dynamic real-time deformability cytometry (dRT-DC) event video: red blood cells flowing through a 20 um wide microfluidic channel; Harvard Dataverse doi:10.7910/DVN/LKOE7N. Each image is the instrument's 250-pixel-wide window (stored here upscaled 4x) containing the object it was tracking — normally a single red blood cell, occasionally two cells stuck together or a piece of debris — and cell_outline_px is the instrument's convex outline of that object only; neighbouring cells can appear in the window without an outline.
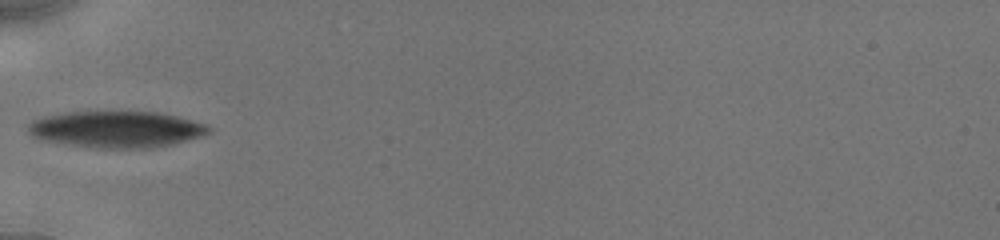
{"species": "human", "species_latin": "Homo sapiens", "temperature_condition": "cold", "stored_images_in_passage": 42, "camera_frame_rate_fps": 3000, "um_per_image_px": 0.085, "donor": {"sex": "male"}, "frame": {"image": 1, "passage_image": 1, "time_ms": 0.0, "image_size_px": [1000, 240], "cell_outline_px": [[212, 132], [200, 136], [172, 144], [152, 148], [96, 148], [48, 140], [36, 136], [28, 132], [24, 124], [40, 116], [64, 112], [156, 112], [176, 116], [204, 124], [212, 128]], "centroid_in_image_um": [9.87, 10.98], "position_along_channel_um": 75.1, "area_um2": 38.15}}
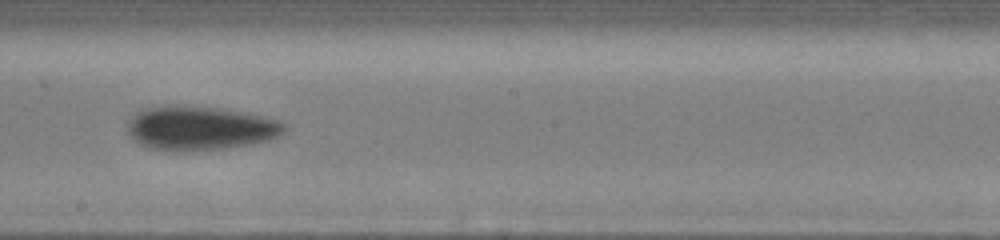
{"frame": {"image": 2, "passage_image": 25, "time_ms": 4.0, "image_size_px": [1000, 240], "cell_outline_px": [[288, 128], [280, 136], [268, 140], [252, 144], [224, 148], [180, 152], [152, 148], [140, 144], [128, 132], [128, 120], [136, 112], [144, 108], [176, 104], [184, 104], [220, 108], [248, 112], [280, 120]], "centroid_in_image_um": [17.04, 10.87], "position_along_channel_um": 231.2, "area_um2": 40.81}}
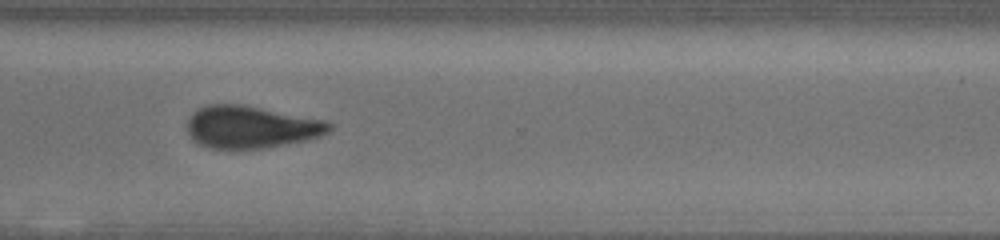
{"frame": {"image": 3, "passage_image": 41, "time_ms": 7.0, "image_size_px": [1000, 240], "cell_outline_px": [[332, 128], [328, 132], [320, 136], [304, 140], [260, 148], [208, 148], [192, 140], [188, 132], [188, 120], [192, 112], [196, 108], [208, 104], [244, 104], [324, 120], [332, 124]], "centroid_in_image_um": [21.29, 10.77], "position_along_channel_um": 349.3, "area_um2": 34.85}}